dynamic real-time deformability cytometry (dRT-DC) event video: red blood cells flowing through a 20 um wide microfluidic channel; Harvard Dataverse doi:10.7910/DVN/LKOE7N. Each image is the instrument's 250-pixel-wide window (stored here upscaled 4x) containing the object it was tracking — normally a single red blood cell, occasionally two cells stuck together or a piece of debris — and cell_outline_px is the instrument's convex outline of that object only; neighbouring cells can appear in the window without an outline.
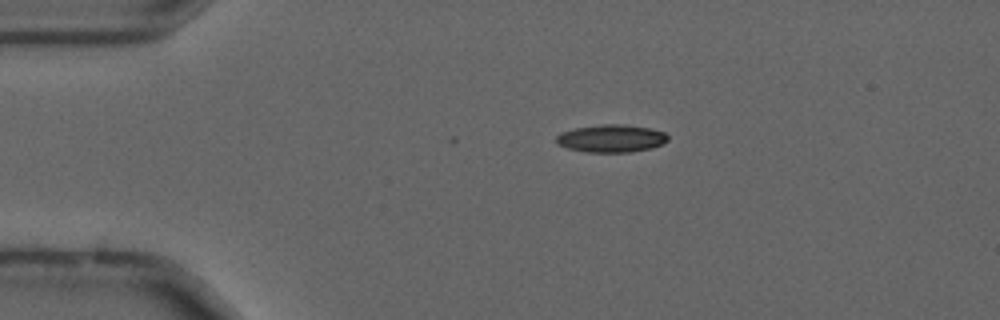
{"species": "common noctule bat (a hibernating species)", "species_latin": "Nyctalus noctula", "temperature_condition": "cold", "stored_images_in_passage": 7, "camera_frame_rate_fps": 3000, "um_per_image_px": 0.085, "animal": {"sex": "male", "forearm_length_mm": 52.5}, "frame": {"image": 1, "passage_image": 2, "time_ms": 0.333, "image_size_px": [1000, 320], "cell_outline_px": [[668, 140], [664, 144], [652, 148], [628, 152], [588, 152], [568, 148], [556, 144], [556, 136], [560, 132], [576, 128], [604, 124], [624, 124], [648, 128], [664, 132], [668, 136]], "centroid_in_image_um": [51.96, 11.77], "position_along_channel_um": 33.0, "area_um2": 17.98}}